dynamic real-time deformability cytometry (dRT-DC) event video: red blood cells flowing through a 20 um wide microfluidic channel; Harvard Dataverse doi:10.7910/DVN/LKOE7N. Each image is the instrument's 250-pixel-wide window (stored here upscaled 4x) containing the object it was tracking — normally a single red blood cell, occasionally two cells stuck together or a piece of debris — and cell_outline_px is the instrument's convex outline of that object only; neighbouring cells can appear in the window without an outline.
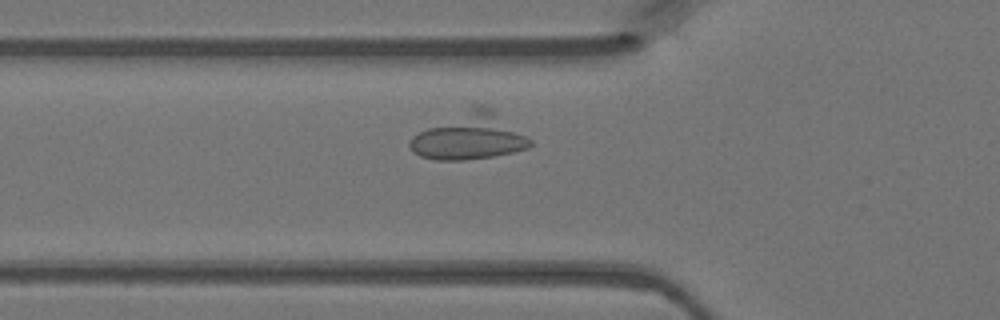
{"species": "Egyptian fruit bat (a non-hibernating species)", "species_latin": "Rousettus aegyptiacus", "temperature_condition": "warm", "stored_images_in_passage": 35, "camera_frame_rate_fps": 3000, "um_per_image_px": 0.085, "animal": {"sex": "female"}, "frame": {"image": 1, "passage_image": 11, "time_ms": 3.333, "image_size_px": [1000, 320], "cell_outline_px": [[532, 144], [528, 148], [512, 152], [492, 156], [464, 160], [436, 160], [420, 156], [412, 152], [408, 144], [412, 136], [476, 104], [484, 104], [532, 140]], "centroid_in_image_um": [39.9, 11.62], "position_along_channel_um": 85.9, "area_um2": 31.73}}
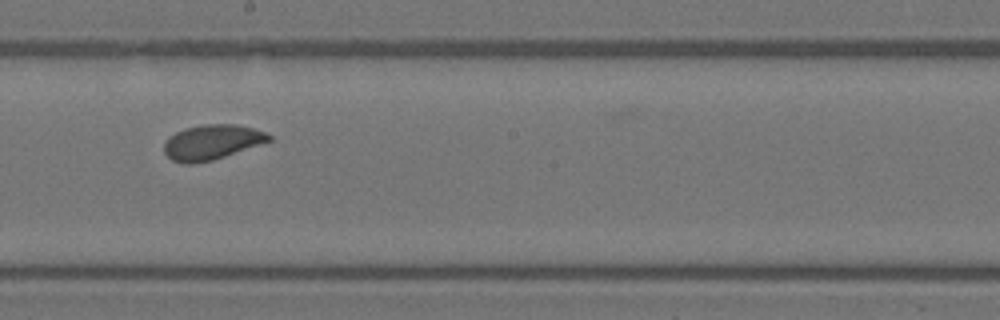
{"frame": {"image": 2, "passage_image": 21, "time_ms": 6.667, "image_size_px": [1000, 320], "cell_outline_px": [[272, 140], [212, 160], [192, 164], [184, 164], [172, 160], [164, 152], [164, 144], [168, 136], [184, 128], [204, 124], [236, 124], [252, 128], [264, 132], [272, 136]], "centroid_in_image_um": [17.97, 12.08], "position_along_channel_um": 230.2, "area_um2": 21.21}}
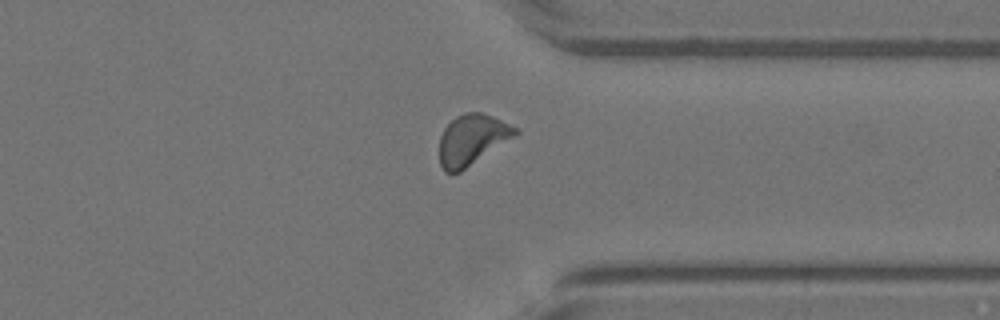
{"frame": {"image": 3, "passage_image": 31, "time_ms": 10.0, "image_size_px": [1000, 320], "cell_outline_px": [[520, 132], [516, 136], [460, 172], [444, 172], [440, 164], [440, 136], [444, 128], [456, 116], [464, 112], [480, 112], [492, 116], [520, 128]], "centroid_in_image_um": [40.15, 11.86], "position_along_channel_um": 371.3, "area_um2": 22.43}}